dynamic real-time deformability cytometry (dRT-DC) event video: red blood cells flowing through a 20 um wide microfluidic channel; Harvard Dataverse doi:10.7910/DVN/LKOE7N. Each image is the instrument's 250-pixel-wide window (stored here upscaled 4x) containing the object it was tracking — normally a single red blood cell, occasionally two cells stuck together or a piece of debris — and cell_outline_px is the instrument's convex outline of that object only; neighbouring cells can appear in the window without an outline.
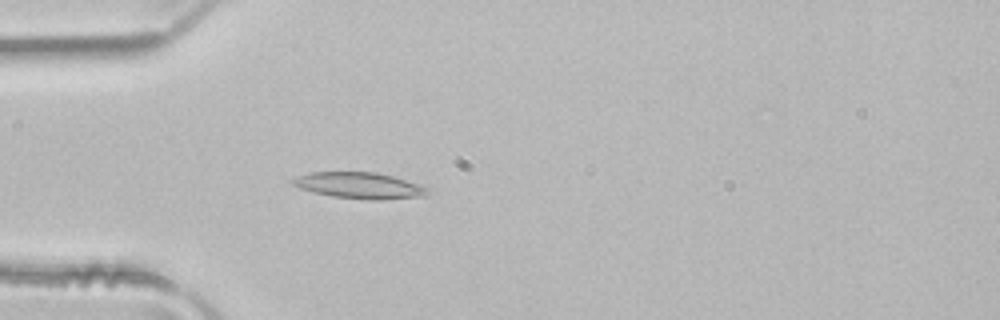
{"species": "common noctule bat (a hibernating species)", "species_latin": "Nyctalus noctula", "temperature_condition": "room temperature", "stored_images_in_passage": 3, "camera_frame_rate_fps": 3000, "um_per_image_px": 0.085, "animal": {"sex": "male", "body_mass_g": 21.5, "forearm_length_mm": 52.0}, "frame": {"image": 1, "passage_image": 3, "time_ms": 0.667, "image_size_px": [1000, 320], "cell_outline_px": [[432, 192], [428, 196], [384, 200], [368, 200], [332, 196], [300, 188], [292, 184], [292, 180], [300, 176], [312, 172], [376, 172], [392, 176], [420, 184], [428, 188]], "centroid_in_image_um": [30.67, 15.78], "position_along_channel_um": 54.3, "area_um2": 20.63}}